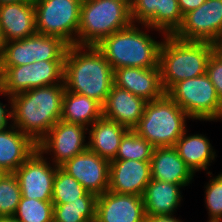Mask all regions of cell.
<instances>
[{
    "mask_svg": "<svg viewBox=\"0 0 222 222\" xmlns=\"http://www.w3.org/2000/svg\"><path fill=\"white\" fill-rule=\"evenodd\" d=\"M207 175H209L210 180L204 187V201L209 216L208 222H222V172L215 177H213L212 172L207 173Z\"/></svg>",
    "mask_w": 222,
    "mask_h": 222,
    "instance_id": "32",
    "label": "cell"
},
{
    "mask_svg": "<svg viewBox=\"0 0 222 222\" xmlns=\"http://www.w3.org/2000/svg\"><path fill=\"white\" fill-rule=\"evenodd\" d=\"M206 0H178L179 9L182 15L197 9Z\"/></svg>",
    "mask_w": 222,
    "mask_h": 222,
    "instance_id": "35",
    "label": "cell"
},
{
    "mask_svg": "<svg viewBox=\"0 0 222 222\" xmlns=\"http://www.w3.org/2000/svg\"><path fill=\"white\" fill-rule=\"evenodd\" d=\"M219 120H222V111H221V114H220V117H219L218 121Z\"/></svg>",
    "mask_w": 222,
    "mask_h": 222,
    "instance_id": "43",
    "label": "cell"
},
{
    "mask_svg": "<svg viewBox=\"0 0 222 222\" xmlns=\"http://www.w3.org/2000/svg\"><path fill=\"white\" fill-rule=\"evenodd\" d=\"M53 212L52 201L21 197L13 217L19 222H53Z\"/></svg>",
    "mask_w": 222,
    "mask_h": 222,
    "instance_id": "30",
    "label": "cell"
},
{
    "mask_svg": "<svg viewBox=\"0 0 222 222\" xmlns=\"http://www.w3.org/2000/svg\"><path fill=\"white\" fill-rule=\"evenodd\" d=\"M180 158L195 174L201 170L209 173L208 166H211L212 160L217 157L210 140L203 134H188L186 131L177 140L174 145Z\"/></svg>",
    "mask_w": 222,
    "mask_h": 222,
    "instance_id": "25",
    "label": "cell"
},
{
    "mask_svg": "<svg viewBox=\"0 0 222 222\" xmlns=\"http://www.w3.org/2000/svg\"><path fill=\"white\" fill-rule=\"evenodd\" d=\"M83 0H33L36 32L62 38L69 45H77Z\"/></svg>",
    "mask_w": 222,
    "mask_h": 222,
    "instance_id": "8",
    "label": "cell"
},
{
    "mask_svg": "<svg viewBox=\"0 0 222 222\" xmlns=\"http://www.w3.org/2000/svg\"><path fill=\"white\" fill-rule=\"evenodd\" d=\"M145 218L142 196L109 190L97 196L95 222H145Z\"/></svg>",
    "mask_w": 222,
    "mask_h": 222,
    "instance_id": "16",
    "label": "cell"
},
{
    "mask_svg": "<svg viewBox=\"0 0 222 222\" xmlns=\"http://www.w3.org/2000/svg\"><path fill=\"white\" fill-rule=\"evenodd\" d=\"M181 189L180 184L151 179L142 196L146 216L176 214L183 201Z\"/></svg>",
    "mask_w": 222,
    "mask_h": 222,
    "instance_id": "23",
    "label": "cell"
},
{
    "mask_svg": "<svg viewBox=\"0 0 222 222\" xmlns=\"http://www.w3.org/2000/svg\"><path fill=\"white\" fill-rule=\"evenodd\" d=\"M8 172L4 170L2 167H0V180L6 175Z\"/></svg>",
    "mask_w": 222,
    "mask_h": 222,
    "instance_id": "41",
    "label": "cell"
},
{
    "mask_svg": "<svg viewBox=\"0 0 222 222\" xmlns=\"http://www.w3.org/2000/svg\"><path fill=\"white\" fill-rule=\"evenodd\" d=\"M64 91L54 84L12 96V124L37 144L61 119Z\"/></svg>",
    "mask_w": 222,
    "mask_h": 222,
    "instance_id": "2",
    "label": "cell"
},
{
    "mask_svg": "<svg viewBox=\"0 0 222 222\" xmlns=\"http://www.w3.org/2000/svg\"><path fill=\"white\" fill-rule=\"evenodd\" d=\"M80 197L97 196L88 192L75 178L58 167L53 181L52 203L65 204L68 201L80 200Z\"/></svg>",
    "mask_w": 222,
    "mask_h": 222,
    "instance_id": "28",
    "label": "cell"
},
{
    "mask_svg": "<svg viewBox=\"0 0 222 222\" xmlns=\"http://www.w3.org/2000/svg\"><path fill=\"white\" fill-rule=\"evenodd\" d=\"M0 28L5 42L35 35L37 32L33 0L0 4Z\"/></svg>",
    "mask_w": 222,
    "mask_h": 222,
    "instance_id": "19",
    "label": "cell"
},
{
    "mask_svg": "<svg viewBox=\"0 0 222 222\" xmlns=\"http://www.w3.org/2000/svg\"><path fill=\"white\" fill-rule=\"evenodd\" d=\"M128 130L102 116L88 128V149L99 157L112 161L116 158L121 139Z\"/></svg>",
    "mask_w": 222,
    "mask_h": 222,
    "instance_id": "24",
    "label": "cell"
},
{
    "mask_svg": "<svg viewBox=\"0 0 222 222\" xmlns=\"http://www.w3.org/2000/svg\"><path fill=\"white\" fill-rule=\"evenodd\" d=\"M130 6L136 1V0H125Z\"/></svg>",
    "mask_w": 222,
    "mask_h": 222,
    "instance_id": "42",
    "label": "cell"
},
{
    "mask_svg": "<svg viewBox=\"0 0 222 222\" xmlns=\"http://www.w3.org/2000/svg\"><path fill=\"white\" fill-rule=\"evenodd\" d=\"M37 149V144L13 124L0 130V167L14 173Z\"/></svg>",
    "mask_w": 222,
    "mask_h": 222,
    "instance_id": "22",
    "label": "cell"
},
{
    "mask_svg": "<svg viewBox=\"0 0 222 222\" xmlns=\"http://www.w3.org/2000/svg\"><path fill=\"white\" fill-rule=\"evenodd\" d=\"M64 61H39L0 67V95L12 97L36 87L64 84Z\"/></svg>",
    "mask_w": 222,
    "mask_h": 222,
    "instance_id": "9",
    "label": "cell"
},
{
    "mask_svg": "<svg viewBox=\"0 0 222 222\" xmlns=\"http://www.w3.org/2000/svg\"><path fill=\"white\" fill-rule=\"evenodd\" d=\"M97 197H80V200L54 204L53 222H95Z\"/></svg>",
    "mask_w": 222,
    "mask_h": 222,
    "instance_id": "27",
    "label": "cell"
},
{
    "mask_svg": "<svg viewBox=\"0 0 222 222\" xmlns=\"http://www.w3.org/2000/svg\"><path fill=\"white\" fill-rule=\"evenodd\" d=\"M214 44L183 41L173 35L162 39L159 53L161 84L165 93L177 82L206 73Z\"/></svg>",
    "mask_w": 222,
    "mask_h": 222,
    "instance_id": "4",
    "label": "cell"
},
{
    "mask_svg": "<svg viewBox=\"0 0 222 222\" xmlns=\"http://www.w3.org/2000/svg\"><path fill=\"white\" fill-rule=\"evenodd\" d=\"M0 222H19L13 216H0Z\"/></svg>",
    "mask_w": 222,
    "mask_h": 222,
    "instance_id": "39",
    "label": "cell"
},
{
    "mask_svg": "<svg viewBox=\"0 0 222 222\" xmlns=\"http://www.w3.org/2000/svg\"><path fill=\"white\" fill-rule=\"evenodd\" d=\"M206 74L216 89V93L222 101V57L215 51L210 55L207 66Z\"/></svg>",
    "mask_w": 222,
    "mask_h": 222,
    "instance_id": "33",
    "label": "cell"
},
{
    "mask_svg": "<svg viewBox=\"0 0 222 222\" xmlns=\"http://www.w3.org/2000/svg\"><path fill=\"white\" fill-rule=\"evenodd\" d=\"M114 70L96 46L69 45L64 60L65 89L102 106L114 84Z\"/></svg>",
    "mask_w": 222,
    "mask_h": 222,
    "instance_id": "1",
    "label": "cell"
},
{
    "mask_svg": "<svg viewBox=\"0 0 222 222\" xmlns=\"http://www.w3.org/2000/svg\"><path fill=\"white\" fill-rule=\"evenodd\" d=\"M38 149L14 172L22 197L52 201L53 181L57 166L47 161Z\"/></svg>",
    "mask_w": 222,
    "mask_h": 222,
    "instance_id": "13",
    "label": "cell"
},
{
    "mask_svg": "<svg viewBox=\"0 0 222 222\" xmlns=\"http://www.w3.org/2000/svg\"><path fill=\"white\" fill-rule=\"evenodd\" d=\"M102 116L103 107L98 101L65 89L61 120L89 128Z\"/></svg>",
    "mask_w": 222,
    "mask_h": 222,
    "instance_id": "26",
    "label": "cell"
},
{
    "mask_svg": "<svg viewBox=\"0 0 222 222\" xmlns=\"http://www.w3.org/2000/svg\"><path fill=\"white\" fill-rule=\"evenodd\" d=\"M147 101L126 89L113 84L106 102L103 104V117L113 120L128 129H134L144 113Z\"/></svg>",
    "mask_w": 222,
    "mask_h": 222,
    "instance_id": "20",
    "label": "cell"
},
{
    "mask_svg": "<svg viewBox=\"0 0 222 222\" xmlns=\"http://www.w3.org/2000/svg\"><path fill=\"white\" fill-rule=\"evenodd\" d=\"M154 148L151 143L139 136L133 129H129L121 139L114 160L151 161Z\"/></svg>",
    "mask_w": 222,
    "mask_h": 222,
    "instance_id": "29",
    "label": "cell"
},
{
    "mask_svg": "<svg viewBox=\"0 0 222 222\" xmlns=\"http://www.w3.org/2000/svg\"><path fill=\"white\" fill-rule=\"evenodd\" d=\"M114 85L147 102L160 99L165 91L161 84L160 67H122L114 70Z\"/></svg>",
    "mask_w": 222,
    "mask_h": 222,
    "instance_id": "18",
    "label": "cell"
},
{
    "mask_svg": "<svg viewBox=\"0 0 222 222\" xmlns=\"http://www.w3.org/2000/svg\"><path fill=\"white\" fill-rule=\"evenodd\" d=\"M173 36L183 41L214 44L222 36V0H206L197 9L183 15Z\"/></svg>",
    "mask_w": 222,
    "mask_h": 222,
    "instance_id": "12",
    "label": "cell"
},
{
    "mask_svg": "<svg viewBox=\"0 0 222 222\" xmlns=\"http://www.w3.org/2000/svg\"><path fill=\"white\" fill-rule=\"evenodd\" d=\"M214 51L222 57V36L214 43Z\"/></svg>",
    "mask_w": 222,
    "mask_h": 222,
    "instance_id": "37",
    "label": "cell"
},
{
    "mask_svg": "<svg viewBox=\"0 0 222 222\" xmlns=\"http://www.w3.org/2000/svg\"><path fill=\"white\" fill-rule=\"evenodd\" d=\"M166 94L192 120L217 122L220 117L222 101L206 73L175 83Z\"/></svg>",
    "mask_w": 222,
    "mask_h": 222,
    "instance_id": "7",
    "label": "cell"
},
{
    "mask_svg": "<svg viewBox=\"0 0 222 222\" xmlns=\"http://www.w3.org/2000/svg\"><path fill=\"white\" fill-rule=\"evenodd\" d=\"M21 197L22 193L16 175L6 174L0 180V216H13Z\"/></svg>",
    "mask_w": 222,
    "mask_h": 222,
    "instance_id": "31",
    "label": "cell"
},
{
    "mask_svg": "<svg viewBox=\"0 0 222 222\" xmlns=\"http://www.w3.org/2000/svg\"><path fill=\"white\" fill-rule=\"evenodd\" d=\"M151 180V161L112 160L110 161L109 191L143 196Z\"/></svg>",
    "mask_w": 222,
    "mask_h": 222,
    "instance_id": "17",
    "label": "cell"
},
{
    "mask_svg": "<svg viewBox=\"0 0 222 222\" xmlns=\"http://www.w3.org/2000/svg\"><path fill=\"white\" fill-rule=\"evenodd\" d=\"M22 1H31V0H0V4L18 3Z\"/></svg>",
    "mask_w": 222,
    "mask_h": 222,
    "instance_id": "40",
    "label": "cell"
},
{
    "mask_svg": "<svg viewBox=\"0 0 222 222\" xmlns=\"http://www.w3.org/2000/svg\"><path fill=\"white\" fill-rule=\"evenodd\" d=\"M5 40H4V37H3V34H2V30L0 28V61L2 59V56H3V52H4V47H5Z\"/></svg>",
    "mask_w": 222,
    "mask_h": 222,
    "instance_id": "38",
    "label": "cell"
},
{
    "mask_svg": "<svg viewBox=\"0 0 222 222\" xmlns=\"http://www.w3.org/2000/svg\"><path fill=\"white\" fill-rule=\"evenodd\" d=\"M145 222H183V220H179V218L174 217V215H153L146 216Z\"/></svg>",
    "mask_w": 222,
    "mask_h": 222,
    "instance_id": "36",
    "label": "cell"
},
{
    "mask_svg": "<svg viewBox=\"0 0 222 222\" xmlns=\"http://www.w3.org/2000/svg\"><path fill=\"white\" fill-rule=\"evenodd\" d=\"M69 44L62 38L36 33L5 43L0 67H15L39 61H64Z\"/></svg>",
    "mask_w": 222,
    "mask_h": 222,
    "instance_id": "10",
    "label": "cell"
},
{
    "mask_svg": "<svg viewBox=\"0 0 222 222\" xmlns=\"http://www.w3.org/2000/svg\"><path fill=\"white\" fill-rule=\"evenodd\" d=\"M178 0H136L131 5L132 24L147 25L161 33L173 35L182 23Z\"/></svg>",
    "mask_w": 222,
    "mask_h": 222,
    "instance_id": "14",
    "label": "cell"
},
{
    "mask_svg": "<svg viewBox=\"0 0 222 222\" xmlns=\"http://www.w3.org/2000/svg\"><path fill=\"white\" fill-rule=\"evenodd\" d=\"M139 26V24H131L129 27L105 37L96 45L113 70L122 67L153 68L159 66L162 41H157L148 34L150 30L153 31L150 26L141 25L142 28Z\"/></svg>",
    "mask_w": 222,
    "mask_h": 222,
    "instance_id": "3",
    "label": "cell"
},
{
    "mask_svg": "<svg viewBox=\"0 0 222 222\" xmlns=\"http://www.w3.org/2000/svg\"><path fill=\"white\" fill-rule=\"evenodd\" d=\"M194 173L180 158L174 147H155L151 158V179L180 184H191Z\"/></svg>",
    "mask_w": 222,
    "mask_h": 222,
    "instance_id": "21",
    "label": "cell"
},
{
    "mask_svg": "<svg viewBox=\"0 0 222 222\" xmlns=\"http://www.w3.org/2000/svg\"><path fill=\"white\" fill-rule=\"evenodd\" d=\"M5 97L8 98L7 100L9 104L7 105H10V107L7 109V105L0 101V130L12 125V99L9 96Z\"/></svg>",
    "mask_w": 222,
    "mask_h": 222,
    "instance_id": "34",
    "label": "cell"
},
{
    "mask_svg": "<svg viewBox=\"0 0 222 222\" xmlns=\"http://www.w3.org/2000/svg\"><path fill=\"white\" fill-rule=\"evenodd\" d=\"M191 118L166 93L147 102L138 125L133 129L154 147H174Z\"/></svg>",
    "mask_w": 222,
    "mask_h": 222,
    "instance_id": "6",
    "label": "cell"
},
{
    "mask_svg": "<svg viewBox=\"0 0 222 222\" xmlns=\"http://www.w3.org/2000/svg\"><path fill=\"white\" fill-rule=\"evenodd\" d=\"M88 128L80 124L59 120L49 132L37 143V149L46 156L49 154L52 163L60 167L75 155L88 149L86 142Z\"/></svg>",
    "mask_w": 222,
    "mask_h": 222,
    "instance_id": "11",
    "label": "cell"
},
{
    "mask_svg": "<svg viewBox=\"0 0 222 222\" xmlns=\"http://www.w3.org/2000/svg\"><path fill=\"white\" fill-rule=\"evenodd\" d=\"M131 24V6L125 0H83L77 45L96 46Z\"/></svg>",
    "mask_w": 222,
    "mask_h": 222,
    "instance_id": "5",
    "label": "cell"
},
{
    "mask_svg": "<svg viewBox=\"0 0 222 222\" xmlns=\"http://www.w3.org/2000/svg\"><path fill=\"white\" fill-rule=\"evenodd\" d=\"M60 168L96 196L109 189L110 161L89 149L75 155Z\"/></svg>",
    "mask_w": 222,
    "mask_h": 222,
    "instance_id": "15",
    "label": "cell"
}]
</instances>
